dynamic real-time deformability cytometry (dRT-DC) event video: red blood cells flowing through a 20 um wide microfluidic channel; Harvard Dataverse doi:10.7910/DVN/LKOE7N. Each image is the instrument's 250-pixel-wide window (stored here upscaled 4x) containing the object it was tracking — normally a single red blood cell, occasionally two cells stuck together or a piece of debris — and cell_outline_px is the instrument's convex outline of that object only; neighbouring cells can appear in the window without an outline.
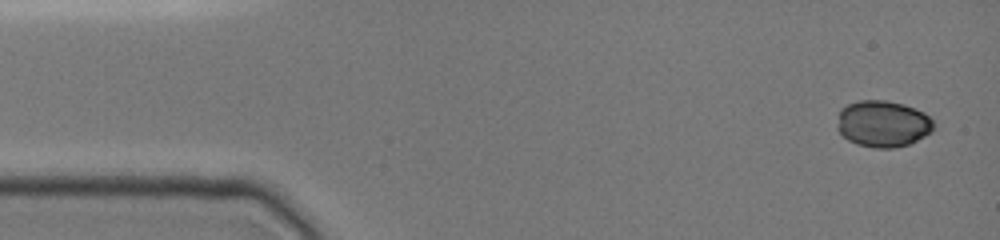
{"species": "common noctule bat (a hibernating species)", "species_latin": "Nyctalus noctula", "temperature_condition": "cold", "stored_images_in_passage": 16, "camera_frame_rate_fps": 3000, "um_per_image_px": 0.085, "animal": {"sex": "female", "body_mass_g": 19.0, "forearm_length_mm": 51.5}, "frame": {"image": 1, "passage_image": 1, "time_ms": 0.0, "image_size_px": [1000, 240], "cell_outline_px": [[932, 132], [908, 144], [892, 148], [872, 148], [856, 144], [848, 140], [836, 128], [840, 108], [848, 104], [860, 100], [884, 100], [904, 104], [924, 112], [932, 120]], "centroid_in_image_um": [75.01, 10.52], "position_along_channel_um": 10.0, "area_um2": 26.13}}
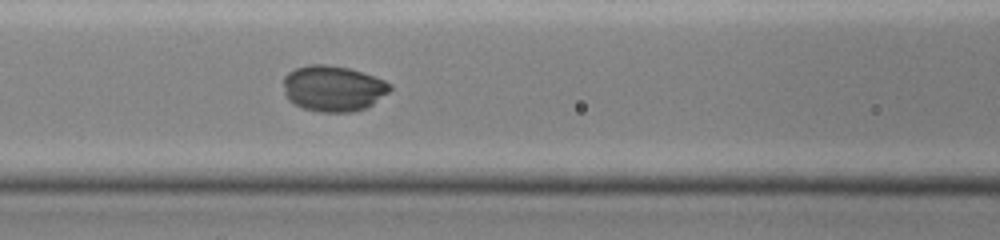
{"frame": {"image": 2, "passage_image": 10, "time_ms": 6.0, "image_size_px": [1000, 240], "cell_outline_px": [[392, 88], [388, 92], [372, 104], [364, 108], [352, 112], [320, 112], [304, 108], [288, 100], [284, 96], [284, 76], [288, 72], [296, 68], [312, 64], [328, 64], [348, 68], [384, 80], [392, 84]], "centroid_in_image_um": [28.29, 7.51], "position_along_channel_um": 138.3, "area_um2": 28.32}}
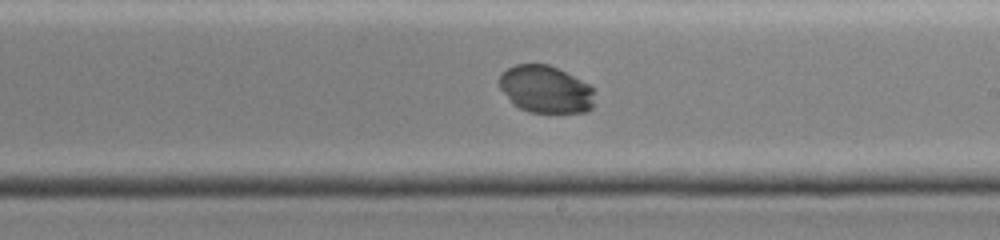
{"frame": {"image": 3, "passage_image": 16, "time_ms": 8.667, "image_size_px": [1000, 240], "cell_outline_px": [[592, 108], [584, 112], [528, 112], [512, 104], [500, 88], [496, 80], [508, 68], [516, 64], [548, 64], [588, 84], [592, 88]], "centroid_in_image_um": [46.31, 7.59], "position_along_channel_um": 242.7, "area_um2": 26.01}}